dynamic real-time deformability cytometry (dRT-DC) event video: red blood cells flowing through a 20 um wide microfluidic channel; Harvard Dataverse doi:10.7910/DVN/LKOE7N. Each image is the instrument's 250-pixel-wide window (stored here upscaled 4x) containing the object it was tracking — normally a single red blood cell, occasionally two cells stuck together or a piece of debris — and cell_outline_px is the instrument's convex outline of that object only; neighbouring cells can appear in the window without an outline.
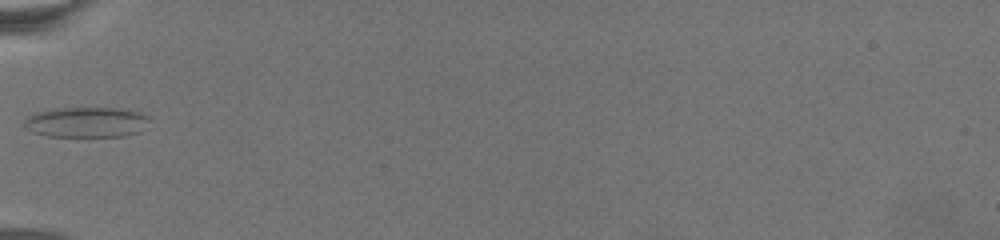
{"species": "common noctule bat (a hibernating species)", "species_latin": "Nyctalus noctula", "temperature_condition": "warm", "stored_images_in_passage": 24, "camera_frame_rate_fps": 3000, "um_per_image_px": 0.085, "animal": {"sex": "female", "body_mass_g": 19.5, "forearm_length_mm": 54.1}, "frame": {"image": 1, "passage_image": 1, "time_ms": 0.0, "image_size_px": [1000, 240], "cell_outline_px": [[152, 116], [140, 132], [124, 136], [44, 136], [32, 132], [24, 128], [24, 120], [28, 116], [36, 112], [56, 108], [128, 108]], "centroid_in_image_um": [7.36, 10.38], "position_along_channel_um": 77.6, "area_um2": 22.48}}
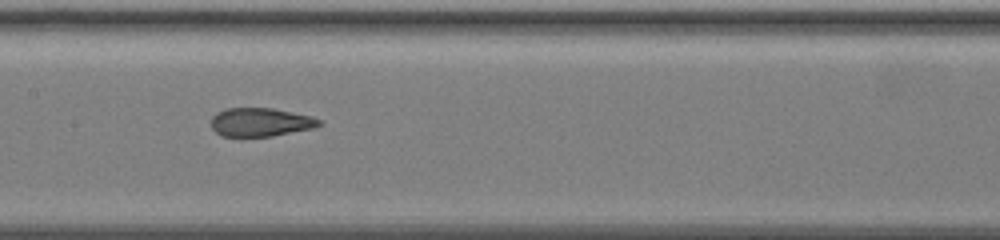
{"frame": {"image": 2, "passage_image": 11, "time_ms": 3.667, "image_size_px": [1000, 240], "cell_outline_px": [[324, 124], [312, 128], [272, 136], [220, 136], [212, 128], [212, 116], [216, 112], [224, 108], [272, 108], [312, 116], [320, 120]], "centroid_in_image_um": [22.13, 10.37], "position_along_channel_um": 185.3, "area_um2": 17.98}}
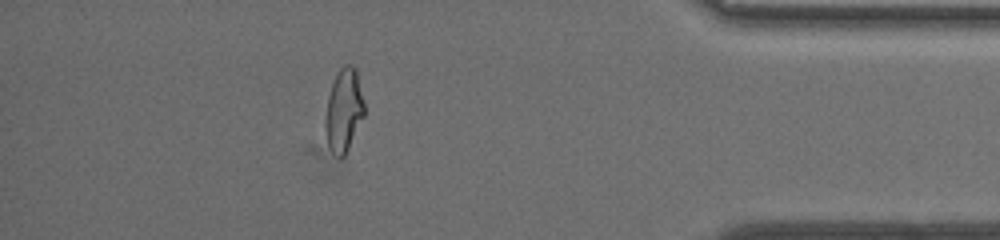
{"frame": {"image": 3, "passage_image": 21, "time_ms": 12.333, "image_size_px": [1000, 240], "cell_outline_px": [[364, 116], [344, 156], [340, 160], [332, 152], [328, 144], [324, 128], [324, 120], [328, 96], [332, 84], [340, 68], [344, 64], [352, 64], [356, 68], [364, 104]], "centroid_in_image_um": [29.21, 9.38], "position_along_channel_um": 406.0, "area_um2": 18.84}}